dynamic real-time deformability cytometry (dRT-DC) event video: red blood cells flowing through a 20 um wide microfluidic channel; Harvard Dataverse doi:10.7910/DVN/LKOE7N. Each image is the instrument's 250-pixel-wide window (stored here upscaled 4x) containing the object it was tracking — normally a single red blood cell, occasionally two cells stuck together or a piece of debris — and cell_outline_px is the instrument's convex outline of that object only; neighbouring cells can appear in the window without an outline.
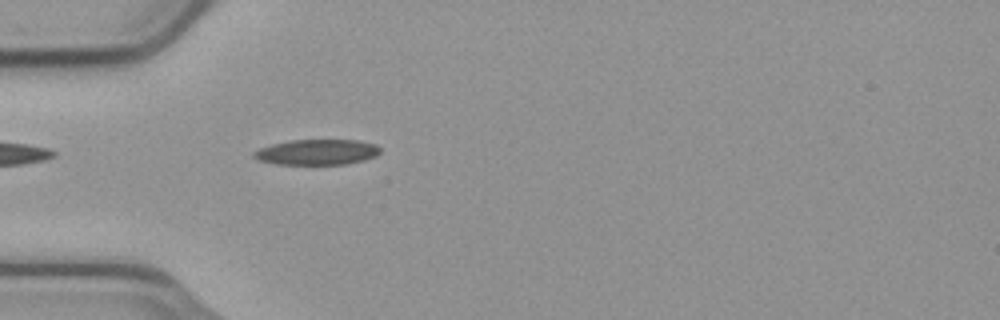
{"species": "common noctule bat (a hibernating species)", "species_latin": "Nyctalus noctula", "temperature_condition": "cold", "stored_images_in_passage": 39, "segment_of_instrument_passage": [1, 2], "camera_frame_rate_fps": 3000, "um_per_image_px": 0.085, "animal": {"sex": "male", "body_mass_g": 23.1, "forearm_length_mm": 52.7}, "frame": {"image": 1, "passage_image": 1, "time_ms": 0.0, "image_size_px": [1000, 320], "cell_outline_px": [[380, 152], [376, 156], [364, 160], [344, 164], [276, 164], [260, 160], [252, 156], [252, 152], [260, 148], [272, 144], [288, 140], [356, 140], [376, 144], [380, 148]], "centroid_in_image_um": [26.94, 12.92], "position_along_channel_um": 58.1, "area_um2": 18.73}}
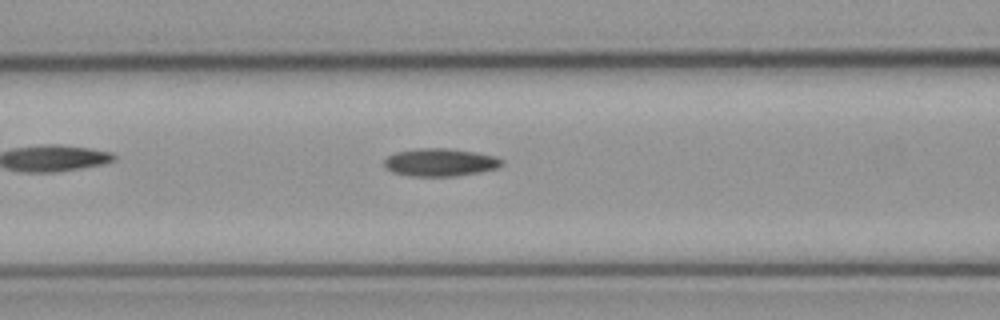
{"frame": {"image": 2, "passage_image": 7, "time_ms": 2.0, "image_size_px": [1000, 320], "cell_outline_px": [[504, 164], [496, 168], [480, 172], [456, 176], [408, 176], [392, 172], [384, 168], [384, 160], [388, 156], [396, 152], [416, 148], [448, 148], [476, 152], [496, 156]], "centroid_in_image_um": [37.38, 13.8], "position_along_channel_um": 129.2, "area_um2": 19.19}}
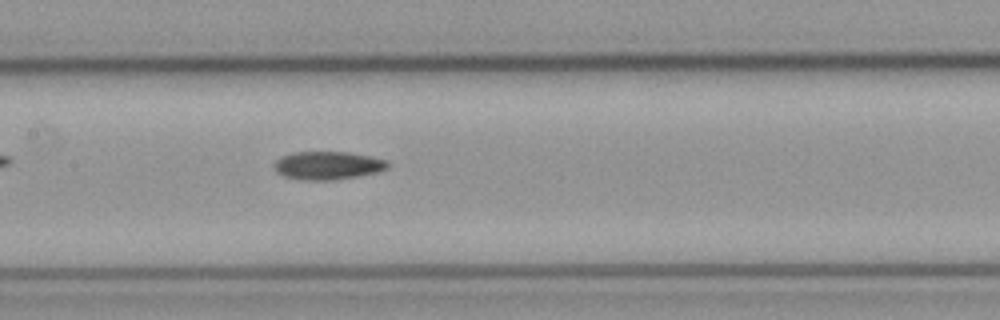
{"frame": {"image": 3, "passage_image": 11, "time_ms": 3.333, "image_size_px": [1000, 320], "cell_outline_px": [[388, 168], [376, 172], [336, 180], [300, 180], [284, 176], [276, 172], [276, 160], [280, 156], [292, 152], [348, 152], [372, 156], [388, 160]], "centroid_in_image_um": [27.86, 14.06], "position_along_channel_um": 179.5, "area_um2": 18.67}}